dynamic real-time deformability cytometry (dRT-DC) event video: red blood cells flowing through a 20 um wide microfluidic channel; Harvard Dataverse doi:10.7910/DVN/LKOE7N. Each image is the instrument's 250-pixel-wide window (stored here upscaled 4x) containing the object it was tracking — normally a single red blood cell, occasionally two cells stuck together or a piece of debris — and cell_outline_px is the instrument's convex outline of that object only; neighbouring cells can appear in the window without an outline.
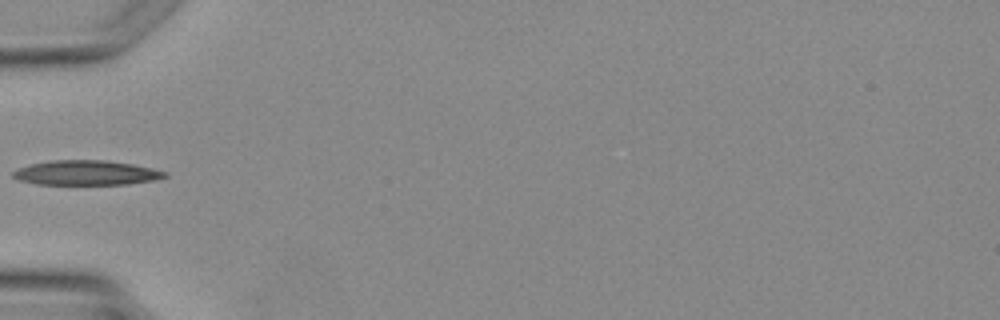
{"species": "Egyptian fruit bat (a non-hibernating species)", "species_latin": "Rousettus aegyptiacus", "temperature_condition": "warm", "stored_images_in_passage": 2, "camera_frame_rate_fps": 3000, "um_per_image_px": 0.085, "animal": {"sex": "female"}, "frame": {"image": 1, "passage_image": 2, "time_ms": 4.333, "image_size_px": [1000, 320], "cell_outline_px": [[168, 176], [152, 180], [128, 184], [36, 184], [20, 180], [12, 176], [12, 172], [20, 168], [32, 164], [52, 160], [104, 160], [132, 164], [152, 168], [168, 172]], "centroid_in_image_um": [7.35, 14.68], "position_along_channel_um": 77.7, "area_um2": 21.62}}